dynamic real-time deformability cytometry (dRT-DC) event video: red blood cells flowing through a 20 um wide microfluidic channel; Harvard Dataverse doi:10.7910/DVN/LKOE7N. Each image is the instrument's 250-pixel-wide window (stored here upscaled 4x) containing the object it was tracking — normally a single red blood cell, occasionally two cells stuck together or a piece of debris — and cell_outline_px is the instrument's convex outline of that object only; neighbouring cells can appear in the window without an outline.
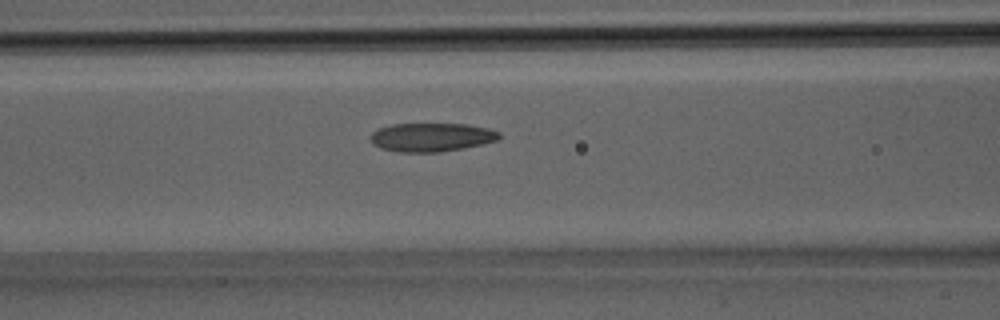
{"species": "Egyptian fruit bat (a non-hibernating species)", "species_latin": "Rousettus aegyptiacus", "temperature_condition": "room temperature", "stored_images_in_passage": 33, "camera_frame_rate_fps": 3000, "um_per_image_px": 0.085, "animal": {"sex": "male"}, "frame": {"image": 1, "passage_image": 14, "time_ms": 4.333, "image_size_px": [1000, 320], "cell_outline_px": [[500, 136], [496, 140], [484, 144], [440, 152], [400, 152], [380, 148], [372, 144], [368, 136], [372, 132], [380, 128], [392, 124], [464, 124], [488, 128], [500, 132]], "centroid_in_image_um": [36.64, 11.66], "position_along_channel_um": 130.0, "area_um2": 21.5}}
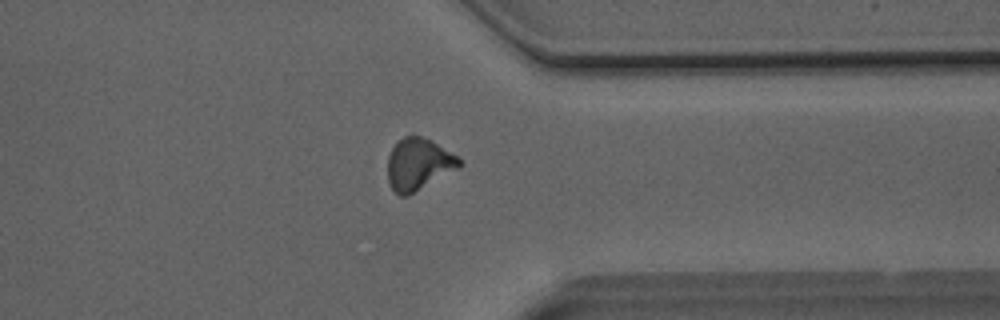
{"frame": {"image": 2, "passage_image": 26, "time_ms": 8.333, "image_size_px": [1000, 320], "cell_outline_px": [[460, 168], [408, 196], [400, 196], [392, 188], [388, 180], [388, 156], [392, 148], [404, 136], [420, 136], [436, 144], [456, 156], [460, 160]], "centroid_in_image_um": [35.56, 13.99], "position_along_channel_um": 375.8, "area_um2": 21.27}}
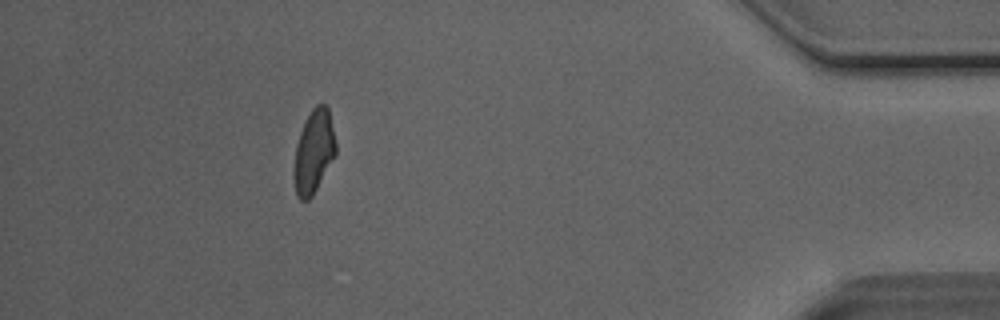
{"frame": {"image": 3, "passage_image": 30, "time_ms": 9.667, "image_size_px": [1000, 320], "cell_outline_px": [[336, 152], [312, 196], [308, 200], [300, 200], [296, 196], [292, 172], [292, 168], [296, 144], [300, 132], [312, 108], [316, 104], [324, 104], [328, 108], [336, 144]], "centroid_in_image_um": [26.63, 12.91], "position_along_channel_um": 408.6, "area_um2": 20.17}}